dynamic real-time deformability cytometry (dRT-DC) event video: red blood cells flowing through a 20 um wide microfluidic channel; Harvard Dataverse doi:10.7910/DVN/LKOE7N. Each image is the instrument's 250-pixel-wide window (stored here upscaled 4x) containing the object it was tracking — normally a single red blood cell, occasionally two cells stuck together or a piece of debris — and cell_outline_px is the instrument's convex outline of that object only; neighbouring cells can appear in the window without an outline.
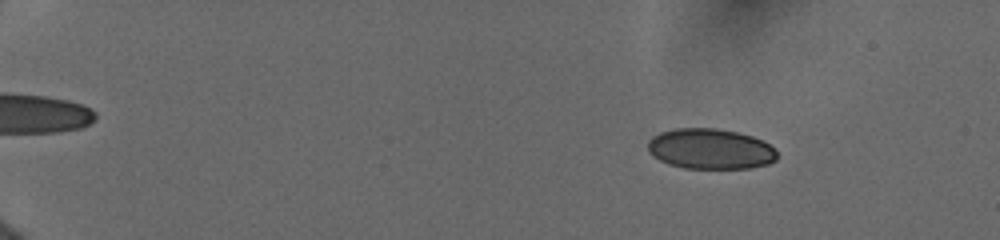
{"species": "human", "species_latin": "Homo sapiens", "temperature_condition": "cold", "stored_images_in_passage": 25, "camera_frame_rate_fps": 3000, "um_per_image_px": 0.085, "donor": {"sex": "female"}, "frame": {"image": 1, "passage_image": 3, "time_ms": 2.0, "image_size_px": [1000, 240], "cell_outline_px": [[776, 160], [768, 164], [748, 168], [684, 168], [668, 164], [660, 160], [648, 152], [648, 140], [652, 136], [660, 132], [676, 128], [716, 128], [736, 132], [752, 136], [768, 144], [776, 152]], "centroid_in_image_um": [60.34, 12.65], "position_along_channel_um": 24.7, "area_um2": 30.35}}
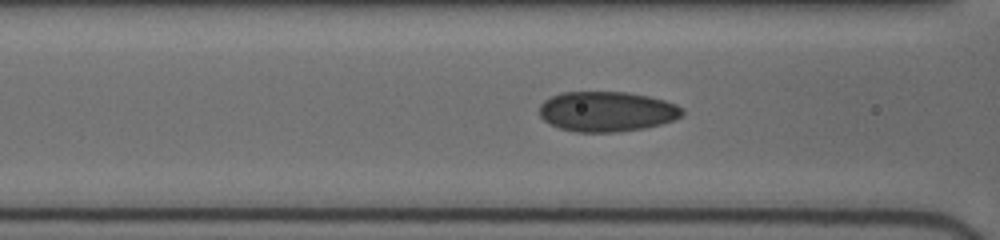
{"frame": {"image": 2, "passage_image": 16, "time_ms": 7.667, "image_size_px": [1000, 240], "cell_outline_px": [[684, 112], [680, 116], [672, 120], [660, 124], [644, 128], [616, 132], [576, 132], [560, 128], [548, 124], [540, 116], [540, 104], [544, 100], [560, 92], [628, 92], [648, 96], [664, 100], [676, 104]], "centroid_in_image_um": [51.54, 9.47], "position_along_channel_um": 115.1, "area_um2": 33.35}}
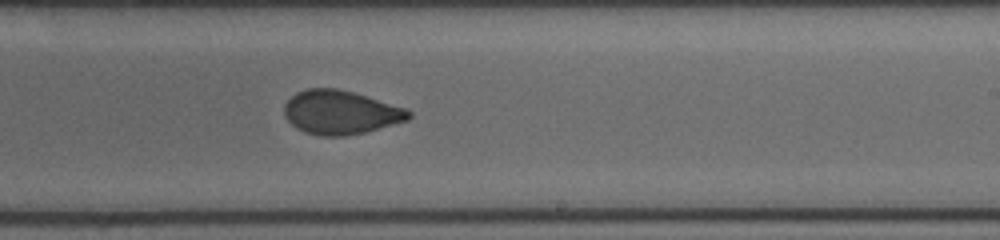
{"frame": {"image": 3, "passage_image": 25, "time_ms": 11.333, "image_size_px": [1000, 240], "cell_outline_px": [[412, 116], [408, 120], [364, 132], [344, 136], [320, 136], [304, 132], [296, 128], [284, 116], [284, 104], [296, 92], [308, 88], [336, 88], [352, 92], [408, 108], [412, 112]], "centroid_in_image_um": [28.95, 9.55], "position_along_channel_um": 260.1, "area_um2": 31.85}}